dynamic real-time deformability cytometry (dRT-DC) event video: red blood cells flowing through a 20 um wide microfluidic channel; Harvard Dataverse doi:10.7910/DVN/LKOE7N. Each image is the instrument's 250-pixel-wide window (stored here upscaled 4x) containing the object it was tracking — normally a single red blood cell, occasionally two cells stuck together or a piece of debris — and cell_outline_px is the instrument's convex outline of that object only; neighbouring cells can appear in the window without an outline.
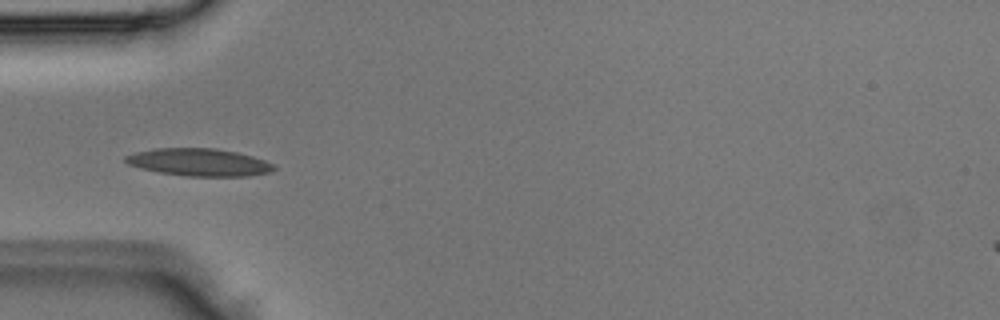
{"species": "Egyptian fruit bat (a non-hibernating species)", "species_latin": "Rousettus aegyptiacus", "temperature_condition": "room temperature", "stored_images_in_passage": 1, "camera_frame_rate_fps": 3000, "um_per_image_px": 0.085, "animal": {"sex": "male"}, "frame": {"image": 1, "passage_image": 1, "time_ms": 0.0, "image_size_px": [1000, 320], "cell_outline_px": [[276, 168], [272, 172], [248, 176], [188, 176], [160, 172], [140, 168], [128, 164], [124, 160], [124, 156], [136, 152], [156, 148], [212, 148], [236, 152], [252, 156], [264, 160], [272, 164]], "centroid_in_image_um": [16.92, 13.79], "position_along_channel_um": 68.1, "area_um2": 23.64}}